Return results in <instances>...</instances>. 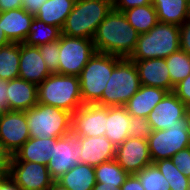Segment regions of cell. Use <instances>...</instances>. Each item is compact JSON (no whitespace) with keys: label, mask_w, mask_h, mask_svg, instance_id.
Masks as SVG:
<instances>
[{"label":"cell","mask_w":190,"mask_h":190,"mask_svg":"<svg viewBox=\"0 0 190 190\" xmlns=\"http://www.w3.org/2000/svg\"><path fill=\"white\" fill-rule=\"evenodd\" d=\"M29 138L24 111L9 110L0 113V142L12 156Z\"/></svg>","instance_id":"13"},{"label":"cell","mask_w":190,"mask_h":190,"mask_svg":"<svg viewBox=\"0 0 190 190\" xmlns=\"http://www.w3.org/2000/svg\"><path fill=\"white\" fill-rule=\"evenodd\" d=\"M173 93L190 107V75L174 86Z\"/></svg>","instance_id":"37"},{"label":"cell","mask_w":190,"mask_h":190,"mask_svg":"<svg viewBox=\"0 0 190 190\" xmlns=\"http://www.w3.org/2000/svg\"><path fill=\"white\" fill-rule=\"evenodd\" d=\"M10 43H12L6 36V34L4 33V30H2L1 25H0V47L9 45Z\"/></svg>","instance_id":"47"},{"label":"cell","mask_w":190,"mask_h":190,"mask_svg":"<svg viewBox=\"0 0 190 190\" xmlns=\"http://www.w3.org/2000/svg\"><path fill=\"white\" fill-rule=\"evenodd\" d=\"M135 175L139 178L144 190H170L168 181L154 163Z\"/></svg>","instance_id":"33"},{"label":"cell","mask_w":190,"mask_h":190,"mask_svg":"<svg viewBox=\"0 0 190 190\" xmlns=\"http://www.w3.org/2000/svg\"><path fill=\"white\" fill-rule=\"evenodd\" d=\"M188 107L173 93L168 92L147 117L152 130H165L177 124H187Z\"/></svg>","instance_id":"12"},{"label":"cell","mask_w":190,"mask_h":190,"mask_svg":"<svg viewBox=\"0 0 190 190\" xmlns=\"http://www.w3.org/2000/svg\"><path fill=\"white\" fill-rule=\"evenodd\" d=\"M68 190H92L96 184L93 166L78 163L56 180Z\"/></svg>","instance_id":"26"},{"label":"cell","mask_w":190,"mask_h":190,"mask_svg":"<svg viewBox=\"0 0 190 190\" xmlns=\"http://www.w3.org/2000/svg\"><path fill=\"white\" fill-rule=\"evenodd\" d=\"M120 190H144L139 178L135 174H130L122 184Z\"/></svg>","instance_id":"40"},{"label":"cell","mask_w":190,"mask_h":190,"mask_svg":"<svg viewBox=\"0 0 190 190\" xmlns=\"http://www.w3.org/2000/svg\"><path fill=\"white\" fill-rule=\"evenodd\" d=\"M128 22L139 33L149 32L159 21L152 4L137 6L123 12Z\"/></svg>","instance_id":"27"},{"label":"cell","mask_w":190,"mask_h":190,"mask_svg":"<svg viewBox=\"0 0 190 190\" xmlns=\"http://www.w3.org/2000/svg\"><path fill=\"white\" fill-rule=\"evenodd\" d=\"M22 8V0H0V12Z\"/></svg>","instance_id":"45"},{"label":"cell","mask_w":190,"mask_h":190,"mask_svg":"<svg viewBox=\"0 0 190 190\" xmlns=\"http://www.w3.org/2000/svg\"><path fill=\"white\" fill-rule=\"evenodd\" d=\"M115 160L129 175L140 172L152 164L148 141L140 138H127L116 147Z\"/></svg>","instance_id":"15"},{"label":"cell","mask_w":190,"mask_h":190,"mask_svg":"<svg viewBox=\"0 0 190 190\" xmlns=\"http://www.w3.org/2000/svg\"><path fill=\"white\" fill-rule=\"evenodd\" d=\"M95 52L92 39L61 34L58 74L78 77Z\"/></svg>","instance_id":"8"},{"label":"cell","mask_w":190,"mask_h":190,"mask_svg":"<svg viewBox=\"0 0 190 190\" xmlns=\"http://www.w3.org/2000/svg\"><path fill=\"white\" fill-rule=\"evenodd\" d=\"M158 21L181 26L190 17V0H152Z\"/></svg>","instance_id":"24"},{"label":"cell","mask_w":190,"mask_h":190,"mask_svg":"<svg viewBox=\"0 0 190 190\" xmlns=\"http://www.w3.org/2000/svg\"><path fill=\"white\" fill-rule=\"evenodd\" d=\"M45 1L46 0H22V8L35 16Z\"/></svg>","instance_id":"42"},{"label":"cell","mask_w":190,"mask_h":190,"mask_svg":"<svg viewBox=\"0 0 190 190\" xmlns=\"http://www.w3.org/2000/svg\"><path fill=\"white\" fill-rule=\"evenodd\" d=\"M34 17L23 8L12 9L0 12V25L12 43H23Z\"/></svg>","instance_id":"19"},{"label":"cell","mask_w":190,"mask_h":190,"mask_svg":"<svg viewBox=\"0 0 190 190\" xmlns=\"http://www.w3.org/2000/svg\"><path fill=\"white\" fill-rule=\"evenodd\" d=\"M116 66V56L95 52L80 72V92L83 104H95L103 94Z\"/></svg>","instance_id":"7"},{"label":"cell","mask_w":190,"mask_h":190,"mask_svg":"<svg viewBox=\"0 0 190 190\" xmlns=\"http://www.w3.org/2000/svg\"><path fill=\"white\" fill-rule=\"evenodd\" d=\"M180 50V26L158 22L149 32L139 34L131 60L167 58Z\"/></svg>","instance_id":"4"},{"label":"cell","mask_w":190,"mask_h":190,"mask_svg":"<svg viewBox=\"0 0 190 190\" xmlns=\"http://www.w3.org/2000/svg\"><path fill=\"white\" fill-rule=\"evenodd\" d=\"M129 125L130 114L125 106L107 107L106 132L104 136L116 147L130 137Z\"/></svg>","instance_id":"23"},{"label":"cell","mask_w":190,"mask_h":190,"mask_svg":"<svg viewBox=\"0 0 190 190\" xmlns=\"http://www.w3.org/2000/svg\"><path fill=\"white\" fill-rule=\"evenodd\" d=\"M50 74L39 47L20 43L19 78L38 86Z\"/></svg>","instance_id":"16"},{"label":"cell","mask_w":190,"mask_h":190,"mask_svg":"<svg viewBox=\"0 0 190 190\" xmlns=\"http://www.w3.org/2000/svg\"><path fill=\"white\" fill-rule=\"evenodd\" d=\"M30 137L59 138L71 132V113L37 103L25 111Z\"/></svg>","instance_id":"6"},{"label":"cell","mask_w":190,"mask_h":190,"mask_svg":"<svg viewBox=\"0 0 190 190\" xmlns=\"http://www.w3.org/2000/svg\"><path fill=\"white\" fill-rule=\"evenodd\" d=\"M76 0H46L38 10L35 18L48 25L64 26L66 18L73 10Z\"/></svg>","instance_id":"25"},{"label":"cell","mask_w":190,"mask_h":190,"mask_svg":"<svg viewBox=\"0 0 190 190\" xmlns=\"http://www.w3.org/2000/svg\"><path fill=\"white\" fill-rule=\"evenodd\" d=\"M113 9L111 0H76L61 34L68 37L93 39L99 24Z\"/></svg>","instance_id":"2"},{"label":"cell","mask_w":190,"mask_h":190,"mask_svg":"<svg viewBox=\"0 0 190 190\" xmlns=\"http://www.w3.org/2000/svg\"><path fill=\"white\" fill-rule=\"evenodd\" d=\"M11 158L12 155L5 149L3 144L0 142V168H2L6 173L9 172Z\"/></svg>","instance_id":"44"},{"label":"cell","mask_w":190,"mask_h":190,"mask_svg":"<svg viewBox=\"0 0 190 190\" xmlns=\"http://www.w3.org/2000/svg\"><path fill=\"white\" fill-rule=\"evenodd\" d=\"M38 103L63 109L73 114L83 105L77 76L50 74L37 86Z\"/></svg>","instance_id":"3"},{"label":"cell","mask_w":190,"mask_h":190,"mask_svg":"<svg viewBox=\"0 0 190 190\" xmlns=\"http://www.w3.org/2000/svg\"><path fill=\"white\" fill-rule=\"evenodd\" d=\"M139 33L128 22L125 14L112 9L99 24L93 37L96 52L129 58L133 53Z\"/></svg>","instance_id":"1"},{"label":"cell","mask_w":190,"mask_h":190,"mask_svg":"<svg viewBox=\"0 0 190 190\" xmlns=\"http://www.w3.org/2000/svg\"><path fill=\"white\" fill-rule=\"evenodd\" d=\"M39 51L45 61L46 67L49 70V72L51 74H58L60 38L59 40L39 46Z\"/></svg>","instance_id":"34"},{"label":"cell","mask_w":190,"mask_h":190,"mask_svg":"<svg viewBox=\"0 0 190 190\" xmlns=\"http://www.w3.org/2000/svg\"><path fill=\"white\" fill-rule=\"evenodd\" d=\"M20 43L0 47V79L19 78Z\"/></svg>","instance_id":"28"},{"label":"cell","mask_w":190,"mask_h":190,"mask_svg":"<svg viewBox=\"0 0 190 190\" xmlns=\"http://www.w3.org/2000/svg\"><path fill=\"white\" fill-rule=\"evenodd\" d=\"M92 190H120L116 186H109V185H104V183H97L94 185Z\"/></svg>","instance_id":"46"},{"label":"cell","mask_w":190,"mask_h":190,"mask_svg":"<svg viewBox=\"0 0 190 190\" xmlns=\"http://www.w3.org/2000/svg\"><path fill=\"white\" fill-rule=\"evenodd\" d=\"M82 146L77 134L72 132L57 138L52 156L47 164L51 178L56 181L64 173L80 163Z\"/></svg>","instance_id":"10"},{"label":"cell","mask_w":190,"mask_h":190,"mask_svg":"<svg viewBox=\"0 0 190 190\" xmlns=\"http://www.w3.org/2000/svg\"><path fill=\"white\" fill-rule=\"evenodd\" d=\"M61 29L57 26L48 25L34 17L28 36L23 42L29 46H41L49 42L59 40Z\"/></svg>","instance_id":"29"},{"label":"cell","mask_w":190,"mask_h":190,"mask_svg":"<svg viewBox=\"0 0 190 190\" xmlns=\"http://www.w3.org/2000/svg\"><path fill=\"white\" fill-rule=\"evenodd\" d=\"M186 116H187V128L190 136V107H188Z\"/></svg>","instance_id":"49"},{"label":"cell","mask_w":190,"mask_h":190,"mask_svg":"<svg viewBox=\"0 0 190 190\" xmlns=\"http://www.w3.org/2000/svg\"><path fill=\"white\" fill-rule=\"evenodd\" d=\"M7 100L10 111H27L38 103L37 85L21 78L8 81Z\"/></svg>","instance_id":"20"},{"label":"cell","mask_w":190,"mask_h":190,"mask_svg":"<svg viewBox=\"0 0 190 190\" xmlns=\"http://www.w3.org/2000/svg\"><path fill=\"white\" fill-rule=\"evenodd\" d=\"M97 183L104 185L116 186L121 188L129 174L124 171L115 159L102 162L94 167Z\"/></svg>","instance_id":"30"},{"label":"cell","mask_w":190,"mask_h":190,"mask_svg":"<svg viewBox=\"0 0 190 190\" xmlns=\"http://www.w3.org/2000/svg\"><path fill=\"white\" fill-rule=\"evenodd\" d=\"M170 159L180 172L190 178V146L178 151Z\"/></svg>","instance_id":"36"},{"label":"cell","mask_w":190,"mask_h":190,"mask_svg":"<svg viewBox=\"0 0 190 190\" xmlns=\"http://www.w3.org/2000/svg\"><path fill=\"white\" fill-rule=\"evenodd\" d=\"M138 69L130 58L116 56V66L107 82L102 97L95 103L101 106H124L140 89Z\"/></svg>","instance_id":"5"},{"label":"cell","mask_w":190,"mask_h":190,"mask_svg":"<svg viewBox=\"0 0 190 190\" xmlns=\"http://www.w3.org/2000/svg\"><path fill=\"white\" fill-rule=\"evenodd\" d=\"M152 131L151 124L148 122L147 118L134 117L130 115V137L148 140Z\"/></svg>","instance_id":"35"},{"label":"cell","mask_w":190,"mask_h":190,"mask_svg":"<svg viewBox=\"0 0 190 190\" xmlns=\"http://www.w3.org/2000/svg\"><path fill=\"white\" fill-rule=\"evenodd\" d=\"M147 141L153 163L169 159L178 151L190 146L187 124H177L165 130H153Z\"/></svg>","instance_id":"9"},{"label":"cell","mask_w":190,"mask_h":190,"mask_svg":"<svg viewBox=\"0 0 190 190\" xmlns=\"http://www.w3.org/2000/svg\"><path fill=\"white\" fill-rule=\"evenodd\" d=\"M7 87L8 81L0 79V113L9 111L8 100H7Z\"/></svg>","instance_id":"41"},{"label":"cell","mask_w":190,"mask_h":190,"mask_svg":"<svg viewBox=\"0 0 190 190\" xmlns=\"http://www.w3.org/2000/svg\"><path fill=\"white\" fill-rule=\"evenodd\" d=\"M0 190H23L7 173L0 179Z\"/></svg>","instance_id":"43"},{"label":"cell","mask_w":190,"mask_h":190,"mask_svg":"<svg viewBox=\"0 0 190 190\" xmlns=\"http://www.w3.org/2000/svg\"><path fill=\"white\" fill-rule=\"evenodd\" d=\"M132 61L138 69L141 85L159 87L171 92V79L165 58Z\"/></svg>","instance_id":"18"},{"label":"cell","mask_w":190,"mask_h":190,"mask_svg":"<svg viewBox=\"0 0 190 190\" xmlns=\"http://www.w3.org/2000/svg\"><path fill=\"white\" fill-rule=\"evenodd\" d=\"M78 139L82 146L80 163L96 167L102 162L115 159L116 146L105 136H78Z\"/></svg>","instance_id":"17"},{"label":"cell","mask_w":190,"mask_h":190,"mask_svg":"<svg viewBox=\"0 0 190 190\" xmlns=\"http://www.w3.org/2000/svg\"><path fill=\"white\" fill-rule=\"evenodd\" d=\"M8 174L23 190H47L54 181L47 165L27 161H10Z\"/></svg>","instance_id":"14"},{"label":"cell","mask_w":190,"mask_h":190,"mask_svg":"<svg viewBox=\"0 0 190 190\" xmlns=\"http://www.w3.org/2000/svg\"><path fill=\"white\" fill-rule=\"evenodd\" d=\"M107 107L83 104L71 115V132L83 137L104 136Z\"/></svg>","instance_id":"11"},{"label":"cell","mask_w":190,"mask_h":190,"mask_svg":"<svg viewBox=\"0 0 190 190\" xmlns=\"http://www.w3.org/2000/svg\"><path fill=\"white\" fill-rule=\"evenodd\" d=\"M47 190H68V189L62 186L59 182L53 181L51 186Z\"/></svg>","instance_id":"48"},{"label":"cell","mask_w":190,"mask_h":190,"mask_svg":"<svg viewBox=\"0 0 190 190\" xmlns=\"http://www.w3.org/2000/svg\"><path fill=\"white\" fill-rule=\"evenodd\" d=\"M154 164L168 181L170 190H190V178L180 172L170 158L156 161Z\"/></svg>","instance_id":"32"},{"label":"cell","mask_w":190,"mask_h":190,"mask_svg":"<svg viewBox=\"0 0 190 190\" xmlns=\"http://www.w3.org/2000/svg\"><path fill=\"white\" fill-rule=\"evenodd\" d=\"M57 138L30 137L12 156L11 161H27L47 165Z\"/></svg>","instance_id":"22"},{"label":"cell","mask_w":190,"mask_h":190,"mask_svg":"<svg viewBox=\"0 0 190 190\" xmlns=\"http://www.w3.org/2000/svg\"><path fill=\"white\" fill-rule=\"evenodd\" d=\"M180 49L190 55V17L180 26Z\"/></svg>","instance_id":"39"},{"label":"cell","mask_w":190,"mask_h":190,"mask_svg":"<svg viewBox=\"0 0 190 190\" xmlns=\"http://www.w3.org/2000/svg\"><path fill=\"white\" fill-rule=\"evenodd\" d=\"M167 93L159 87L141 85L124 106L131 116L147 118Z\"/></svg>","instance_id":"21"},{"label":"cell","mask_w":190,"mask_h":190,"mask_svg":"<svg viewBox=\"0 0 190 190\" xmlns=\"http://www.w3.org/2000/svg\"><path fill=\"white\" fill-rule=\"evenodd\" d=\"M165 60L171 79V92H173L174 86L190 75V55L180 49Z\"/></svg>","instance_id":"31"},{"label":"cell","mask_w":190,"mask_h":190,"mask_svg":"<svg viewBox=\"0 0 190 190\" xmlns=\"http://www.w3.org/2000/svg\"><path fill=\"white\" fill-rule=\"evenodd\" d=\"M7 173L2 169V168H0V179L4 176V175H6Z\"/></svg>","instance_id":"50"},{"label":"cell","mask_w":190,"mask_h":190,"mask_svg":"<svg viewBox=\"0 0 190 190\" xmlns=\"http://www.w3.org/2000/svg\"><path fill=\"white\" fill-rule=\"evenodd\" d=\"M152 4V0H114L113 9L124 12L125 10Z\"/></svg>","instance_id":"38"}]
</instances>
